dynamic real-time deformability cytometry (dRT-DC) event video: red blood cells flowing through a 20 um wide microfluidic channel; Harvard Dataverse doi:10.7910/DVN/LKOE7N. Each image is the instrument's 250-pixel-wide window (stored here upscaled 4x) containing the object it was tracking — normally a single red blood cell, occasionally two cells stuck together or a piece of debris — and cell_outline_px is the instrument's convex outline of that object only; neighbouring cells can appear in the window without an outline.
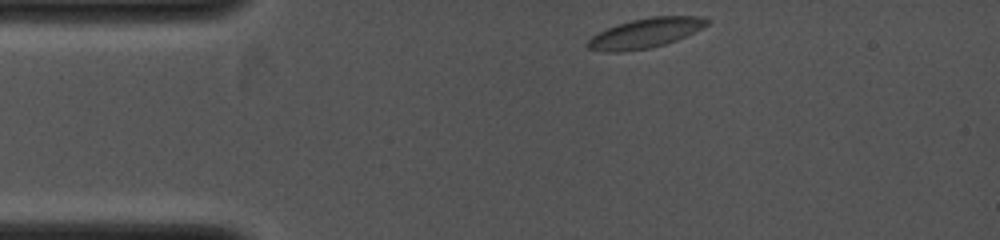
{"species": "common noctule bat (a hibernating species)", "species_latin": "Nyctalus noctula", "temperature_condition": "cold", "stored_images_in_passage": 16, "camera_frame_rate_fps": 4000, "um_per_image_px": 0.085, "animal": {"sex": "female", "body_mass_g": 19.0, "forearm_length_mm": 53.3}, "frame": {"image": 1, "passage_image": 1, "time_ms": 0.0, "image_size_px": [1000, 240], "cell_outline_px": [[708, 24], [676, 40], [664, 44], [648, 48], [624, 52], [604, 52], [588, 48], [584, 44], [592, 36], [608, 28], [632, 20], [652, 16], [700, 16], [708, 20]], "centroid_in_image_um": [54.8, 2.82], "position_along_channel_um": 30.2, "area_um2": 20.29}}
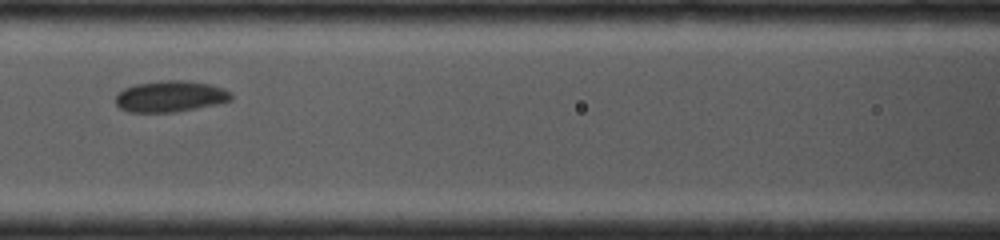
{"frame": {"image": 2, "passage_image": 10, "time_ms": 3.5, "image_size_px": [1000, 240], "cell_outline_px": [[232, 100], [172, 112], [128, 112], [120, 108], [116, 104], [116, 96], [124, 88], [140, 84], [168, 80], [180, 80], [208, 84], [220, 88], [228, 92], [232, 96]], "centroid_in_image_um": [14.42, 8.2], "position_along_channel_um": 152.2, "area_um2": 20.23}}
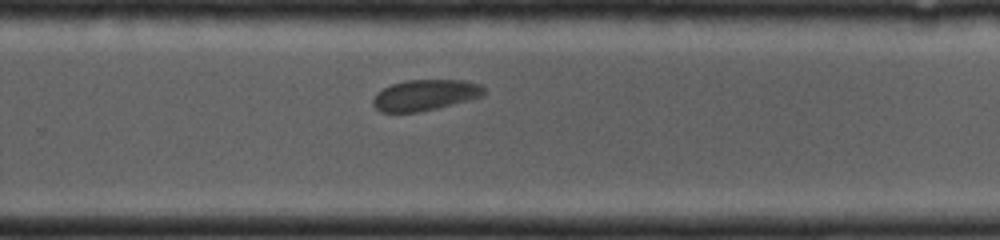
{"frame": {"image": 3, "passage_image": 16, "time_ms": 6.5, "image_size_px": [1000, 240], "cell_outline_px": [[484, 92], [480, 96], [436, 108], [416, 112], [380, 112], [372, 104], [372, 100], [384, 88], [392, 84], [408, 80], [464, 80], [480, 84], [484, 88]], "centroid_in_image_um": [36.11, 8.07], "position_along_channel_um": 293.7, "area_um2": 19.48}}